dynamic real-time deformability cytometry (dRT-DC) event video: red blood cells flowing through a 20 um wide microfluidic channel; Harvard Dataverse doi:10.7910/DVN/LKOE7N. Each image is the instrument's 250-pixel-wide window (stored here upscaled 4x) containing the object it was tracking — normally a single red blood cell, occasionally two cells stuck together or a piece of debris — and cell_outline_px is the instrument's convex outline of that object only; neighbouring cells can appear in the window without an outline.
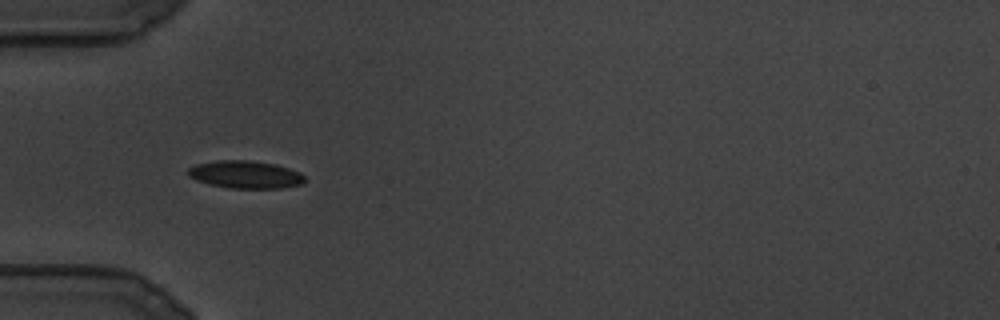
{"species": "common noctule bat (a hibernating species)", "species_latin": "Nyctalus noctula", "temperature_condition": "cold", "stored_images_in_passage": 76, "camera_frame_rate_fps": 3000, "um_per_image_px": 0.085, "animal": {"sex": "male", "body_mass_g": 19.5, "forearm_length_mm": 54.6}, "frame": {"image": 1, "passage_image": 1, "time_ms": 0.0, "image_size_px": [1000, 320], "cell_outline_px": [[304, 180], [300, 184], [280, 188], [232, 188], [212, 184], [196, 180], [188, 176], [188, 168], [196, 164], [216, 160], [252, 160], [276, 164], [300, 172], [304, 176]], "centroid_in_image_um": [20.84, 14.82], "position_along_channel_um": 64.2, "area_um2": 18.67}}
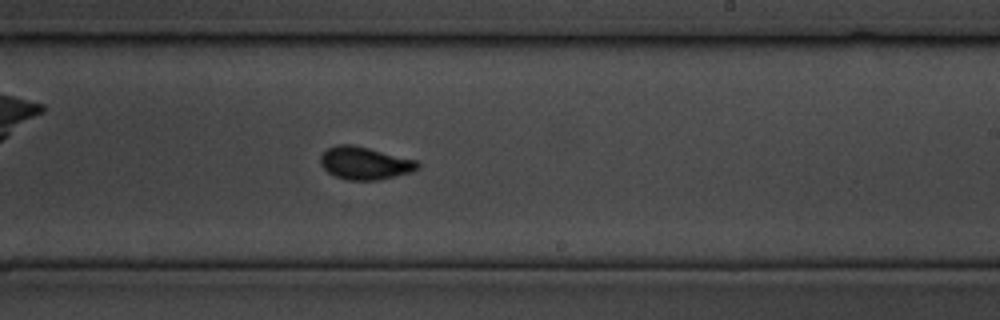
{"frame": {"image": 2, "passage_image": 33, "time_ms": 10.667, "image_size_px": [1000, 320], "cell_outline_px": [[420, 168], [412, 172], [376, 180], [348, 180], [336, 176], [328, 172], [320, 164], [320, 156], [328, 148], [336, 144], [352, 144], [416, 160], [420, 164]], "centroid_in_image_um": [31.0, 13.86], "position_along_channel_um": 258.0, "area_um2": 18.38}}
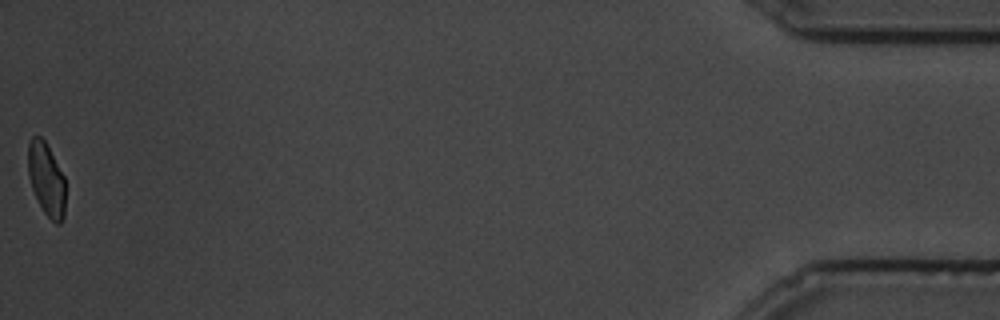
{"frame": {"image": 3, "passage_image": 76, "time_ms": 25.0, "image_size_px": [1000, 320], "cell_outline_px": [[64, 216], [60, 224], [56, 224], [44, 212], [32, 188], [28, 176], [28, 144], [32, 136], [40, 136], [44, 140], [64, 176]], "centroid_in_image_um": [3.93, 15.23], "position_along_channel_um": 431.3, "area_um2": 15.61}}